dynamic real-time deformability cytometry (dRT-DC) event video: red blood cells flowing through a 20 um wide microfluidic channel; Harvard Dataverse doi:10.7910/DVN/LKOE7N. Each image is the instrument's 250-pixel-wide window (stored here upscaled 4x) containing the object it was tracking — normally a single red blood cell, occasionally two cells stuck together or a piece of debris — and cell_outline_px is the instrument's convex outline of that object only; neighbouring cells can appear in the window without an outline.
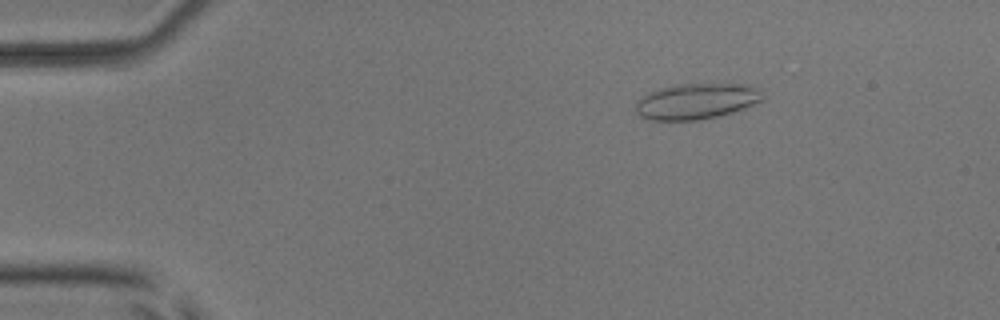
{"species": "common noctule bat (a hibernating species)", "species_latin": "Nyctalus noctula", "temperature_condition": "room temperature", "stored_images_in_passage": 23, "camera_frame_rate_fps": 3000, "um_per_image_px": 0.085, "animal": {"sex": "male", "body_mass_g": 17.9, "forearm_length_mm": 54.2}, "frame": {"image": 1, "passage_image": 5, "time_ms": 1.333, "image_size_px": [1000, 320], "cell_outline_px": [[764, 96], [760, 100], [744, 108], [732, 112], [700, 120], [652, 120], [640, 116], [636, 112], [636, 100], [648, 92], [660, 88], [676, 84], [748, 84], [764, 88]], "centroid_in_image_um": [59.21, 8.59], "position_along_channel_um": 25.8, "area_um2": 26.65}}
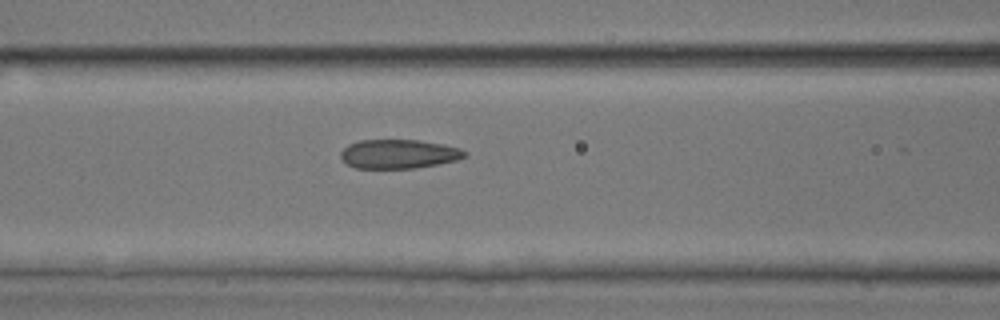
{"frame": {"image": 2, "passage_image": 19, "time_ms": 6.0, "image_size_px": [1000, 320], "cell_outline_px": [[468, 156], [456, 160], [416, 168], [356, 168], [344, 164], [340, 160], [340, 152], [348, 144], [360, 140], [420, 140], [444, 144], [460, 148], [468, 152]], "centroid_in_image_um": [33.87, 13.09], "position_along_channel_um": 132.7, "area_um2": 21.27}}
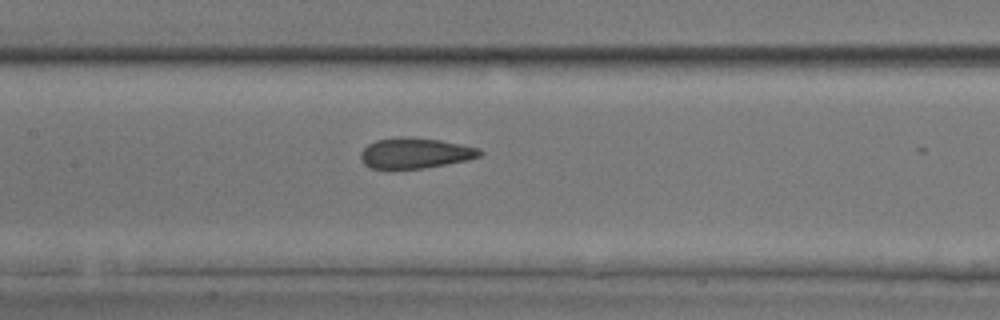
{"frame": {"image": 3, "passage_image": 22, "time_ms": 7.0, "image_size_px": [1000, 320], "cell_outline_px": [[484, 152], [480, 156], [468, 160], [424, 168], [372, 168], [364, 164], [360, 160], [360, 152], [368, 144], [376, 140], [440, 140], [480, 148]], "centroid_in_image_um": [35.33, 13.06], "position_along_channel_um": 172.1, "area_um2": 20.23}}